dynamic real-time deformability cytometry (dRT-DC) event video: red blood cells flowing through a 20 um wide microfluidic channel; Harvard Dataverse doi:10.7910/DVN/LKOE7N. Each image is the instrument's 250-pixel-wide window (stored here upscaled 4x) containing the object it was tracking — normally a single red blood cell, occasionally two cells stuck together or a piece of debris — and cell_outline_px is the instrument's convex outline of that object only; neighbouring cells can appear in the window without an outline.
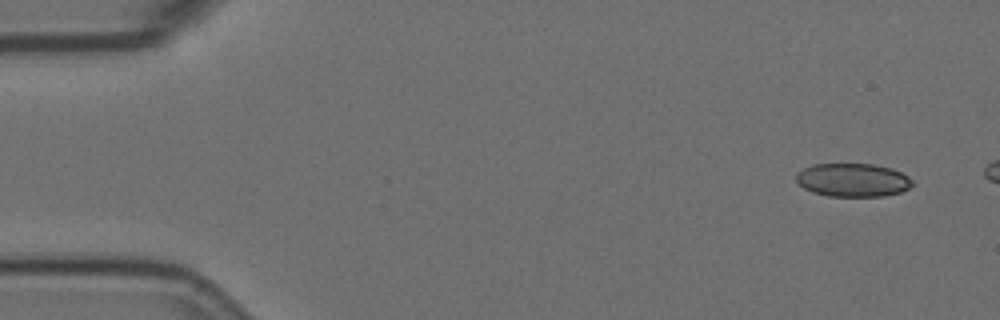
{"species": "Egyptian fruit bat (a non-hibernating species)", "species_latin": "Rousettus aegyptiacus", "temperature_condition": "room temperature", "stored_images_in_passage": 2, "camera_frame_rate_fps": 3000, "um_per_image_px": 0.085, "animal": {"sex": "female"}, "frame": {"image": 1, "passage_image": 2, "time_ms": 0.333, "image_size_px": [1000, 320], "cell_outline_px": [[916, 184], [900, 192], [884, 196], [828, 196], [812, 192], [804, 188], [796, 180], [796, 176], [804, 168], [812, 164], [872, 164], [892, 168], [908, 176]], "centroid_in_image_um": [72.52, 15.3], "position_along_channel_um": 12.5, "area_um2": 22.6}}